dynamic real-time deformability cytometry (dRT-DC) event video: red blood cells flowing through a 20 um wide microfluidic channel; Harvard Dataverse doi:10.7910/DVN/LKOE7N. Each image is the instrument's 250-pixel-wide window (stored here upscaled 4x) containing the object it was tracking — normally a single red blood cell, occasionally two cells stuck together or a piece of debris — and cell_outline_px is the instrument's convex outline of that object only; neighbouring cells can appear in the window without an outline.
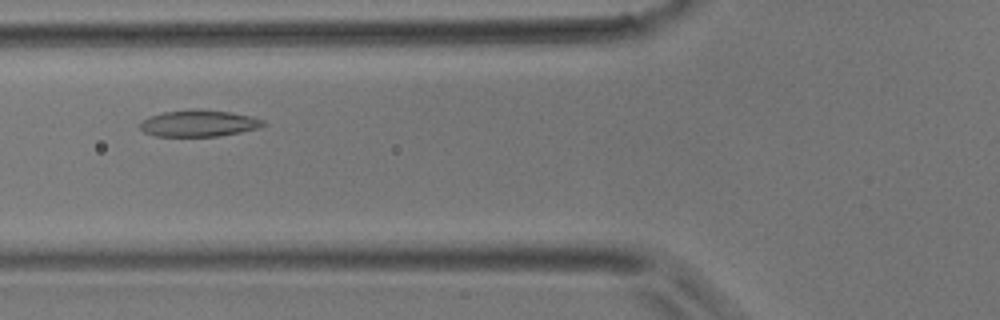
{"species": "common noctule bat (a hibernating species)", "species_latin": "Nyctalus noctula", "temperature_condition": "room temperature", "stored_images_in_passage": 5, "camera_frame_rate_fps": 3000, "um_per_image_px": 0.085, "animal": {"sex": "male", "body_mass_g": 17.9}, "frame": {"image": 1, "passage_image": 4, "time_ms": 1.0, "image_size_px": [1000, 320], "cell_outline_px": [[264, 124], [260, 128], [220, 136], [152, 136], [144, 132], [140, 128], [140, 124], [144, 120], [152, 116], [164, 112], [228, 112], [252, 116], [264, 120]], "centroid_in_image_um": [16.93, 10.54], "position_along_channel_um": 108.9, "area_um2": 18.09}}
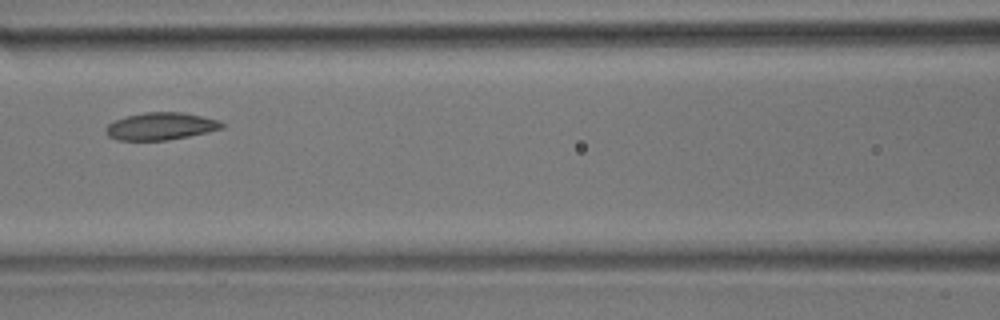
{"frame": {"image": 2, "passage_image": 5, "time_ms": 1.333, "image_size_px": [1000, 320], "cell_outline_px": [[224, 128], [208, 132], [168, 140], [116, 140], [108, 136], [104, 132], [104, 128], [108, 124], [116, 120], [128, 116], [144, 112], [180, 112], [220, 120], [224, 124]], "centroid_in_image_um": [13.65, 10.74], "position_along_channel_um": 152.9, "area_um2": 18.5}}